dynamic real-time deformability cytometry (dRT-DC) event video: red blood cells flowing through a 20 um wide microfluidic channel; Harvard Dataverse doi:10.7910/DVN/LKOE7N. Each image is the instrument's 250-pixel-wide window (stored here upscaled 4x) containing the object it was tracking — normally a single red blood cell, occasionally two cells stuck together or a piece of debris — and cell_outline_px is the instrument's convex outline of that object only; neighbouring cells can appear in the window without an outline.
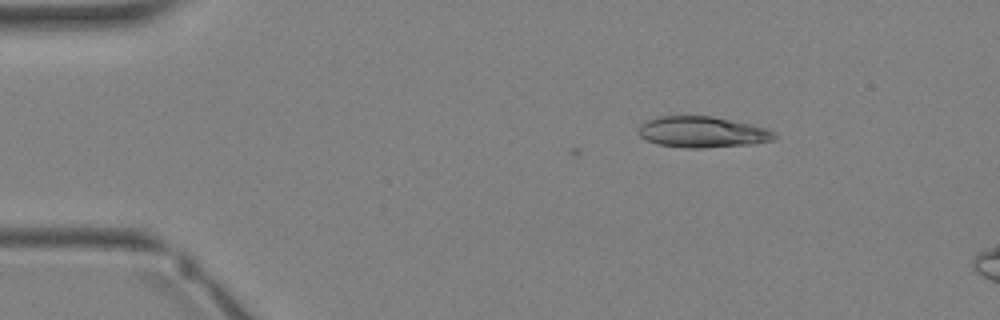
{"species": "Egyptian fruit bat (a non-hibernating species)", "species_latin": "Rousettus aegyptiacus", "temperature_condition": "warm", "stored_images_in_passage": 5, "camera_frame_rate_fps": 3000, "um_per_image_px": 0.085, "animal": {"sex": "female"}, "frame": {"image": 1, "passage_image": 1, "time_ms": 0.0, "image_size_px": [1000, 320], "cell_outline_px": [[776, 136], [772, 140], [752, 144], [704, 148], [688, 148], [656, 144], [640, 136], [636, 132], [636, 128], [640, 124], [656, 116], [712, 116], [748, 124], [764, 128], [776, 132]], "centroid_in_image_um": [59.63, 11.22], "position_along_channel_um": 25.4, "area_um2": 24.57}}